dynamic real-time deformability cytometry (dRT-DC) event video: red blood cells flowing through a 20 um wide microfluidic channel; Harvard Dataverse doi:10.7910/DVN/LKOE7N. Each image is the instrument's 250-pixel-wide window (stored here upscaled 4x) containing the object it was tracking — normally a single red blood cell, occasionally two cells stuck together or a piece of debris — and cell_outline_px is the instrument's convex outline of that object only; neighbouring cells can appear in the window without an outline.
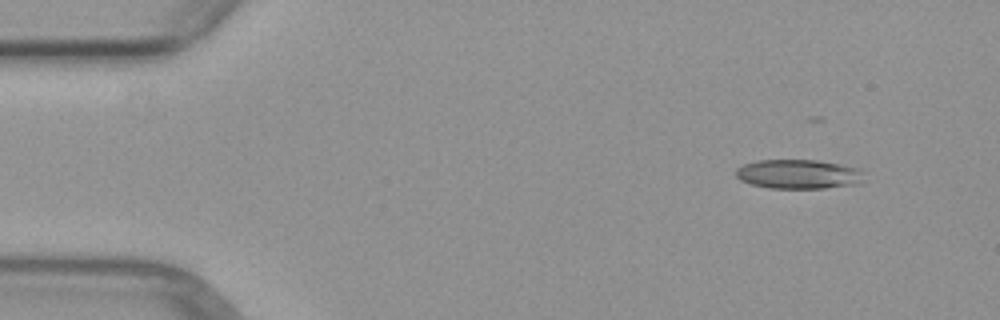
{"species": "common noctule bat (a hibernating species)", "species_latin": "Nyctalus noctula", "temperature_condition": "warm", "stored_images_in_passage": 5, "camera_frame_rate_fps": 3000, "um_per_image_px": 0.085, "animal": {"sex": "female", "body_mass_g": 29.2, "forearm_length_mm": 56.3}, "frame": {"image": 1, "passage_image": 1, "time_ms": 0.0, "image_size_px": [1000, 320], "cell_outline_px": [[864, 184], [824, 188], [768, 188], [752, 184], [740, 180], [736, 176], [736, 168], [744, 164], [756, 160], [816, 160], [840, 164], [860, 168]], "centroid_in_image_um": [67.89, 14.8], "position_along_channel_um": 17.1, "area_um2": 22.08}}
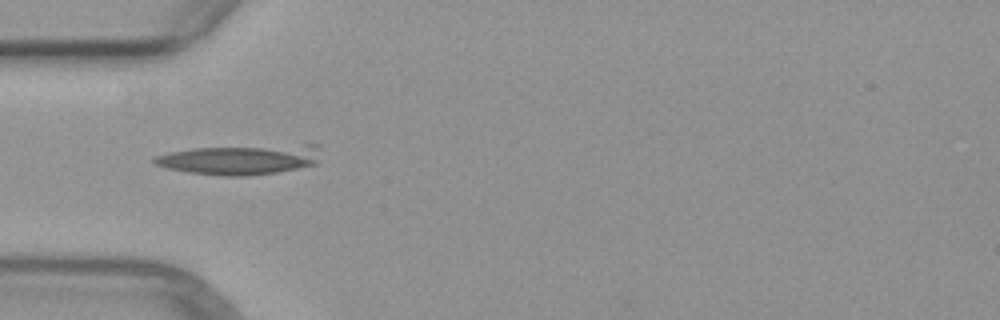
{"frame": {"image": 2, "passage_image": 4, "time_ms": 3.667, "image_size_px": [1000, 320], "cell_outline_px": [[320, 144], [316, 164], [276, 172], [244, 176], [224, 176], [188, 172], [168, 168], [156, 164], [152, 160], [152, 156], [168, 152], [192, 148], [304, 144]], "centroid_in_image_um": [20.4, 13.55], "position_along_channel_um": 64.6, "area_um2": 28.96}}